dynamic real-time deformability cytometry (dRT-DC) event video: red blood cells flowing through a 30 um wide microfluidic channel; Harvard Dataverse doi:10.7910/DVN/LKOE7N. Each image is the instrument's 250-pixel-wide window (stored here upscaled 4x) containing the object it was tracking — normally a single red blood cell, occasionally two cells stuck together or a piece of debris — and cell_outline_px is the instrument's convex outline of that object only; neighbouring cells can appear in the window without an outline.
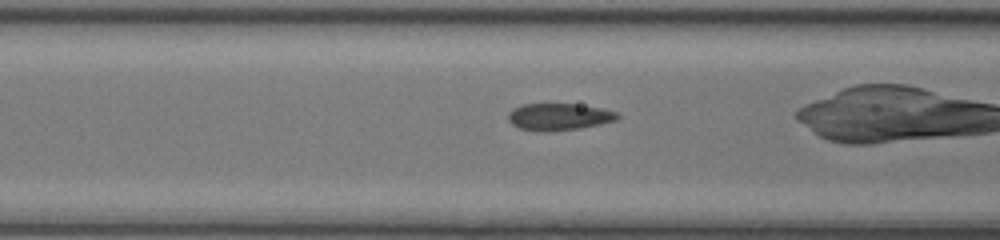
{"species": "common noctule bat (a hibernating species)", "species_latin": "Nyctalus noctula", "temperature_condition": "room temperature", "stored_images_in_passage": 36, "camera_frame_rate_fps": 3000, "um_per_image_px": 0.085, "animal": {"sex": "female", "body_mass_g": 17.0, "forearm_length_mm": 48.0}, "frame": {"image": 1, "passage_image": 16, "time_ms": 5.0, "image_size_px": [1000, 240], "cell_outline_px": [[620, 116], [616, 120], [600, 124], [580, 128], [548, 132], [544, 132], [520, 128], [512, 124], [508, 120], [508, 112], [512, 108], [520, 104], [580, 104], [604, 108], [616, 112]], "centroid_in_image_um": [47.5, 9.92], "position_along_channel_um": 119.1, "area_um2": 17.34}}
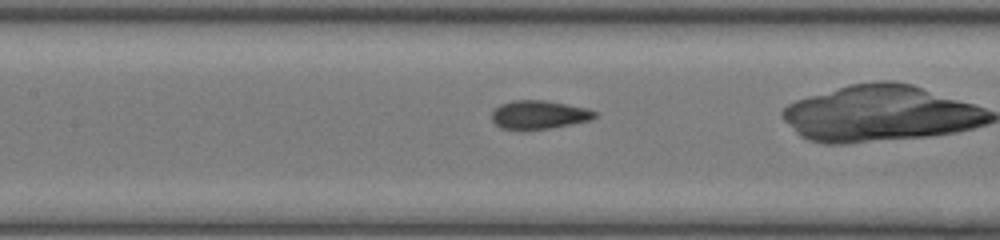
{"frame": {"image": 2, "passage_image": 19, "time_ms": 6.0, "image_size_px": [1000, 240], "cell_outline_px": [[596, 116], [588, 120], [548, 128], [500, 128], [492, 120], [492, 112], [500, 104], [512, 100], [548, 100], [588, 108], [596, 112]], "centroid_in_image_um": [45.8, 9.71], "position_along_channel_um": 161.6, "area_um2": 16.7}}